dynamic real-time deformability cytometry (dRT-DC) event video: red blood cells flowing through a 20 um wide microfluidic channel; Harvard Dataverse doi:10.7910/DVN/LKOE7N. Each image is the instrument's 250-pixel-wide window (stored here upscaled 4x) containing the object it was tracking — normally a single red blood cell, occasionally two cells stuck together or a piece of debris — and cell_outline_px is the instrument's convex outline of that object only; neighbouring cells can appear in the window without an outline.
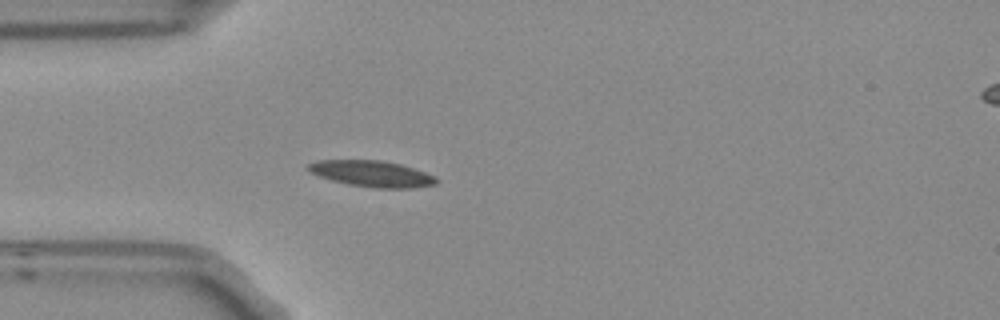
{"species": "Egyptian fruit bat (a non-hibernating species)", "species_latin": "Rousettus aegyptiacus", "temperature_condition": "room temperature", "stored_images_in_passage": 3, "camera_frame_rate_fps": 3000, "um_per_image_px": 0.085, "frame": {"image": 1, "passage_image": 3, "time_ms": 0.667, "image_size_px": [1000, 320], "cell_outline_px": [[440, 180], [436, 184], [412, 188], [376, 188], [348, 184], [332, 180], [320, 176], [304, 168], [308, 164], [316, 160], [380, 160], [400, 164], [424, 172]], "centroid_in_image_um": [31.59, 14.76], "position_along_channel_um": 53.4, "area_um2": 19.36}}